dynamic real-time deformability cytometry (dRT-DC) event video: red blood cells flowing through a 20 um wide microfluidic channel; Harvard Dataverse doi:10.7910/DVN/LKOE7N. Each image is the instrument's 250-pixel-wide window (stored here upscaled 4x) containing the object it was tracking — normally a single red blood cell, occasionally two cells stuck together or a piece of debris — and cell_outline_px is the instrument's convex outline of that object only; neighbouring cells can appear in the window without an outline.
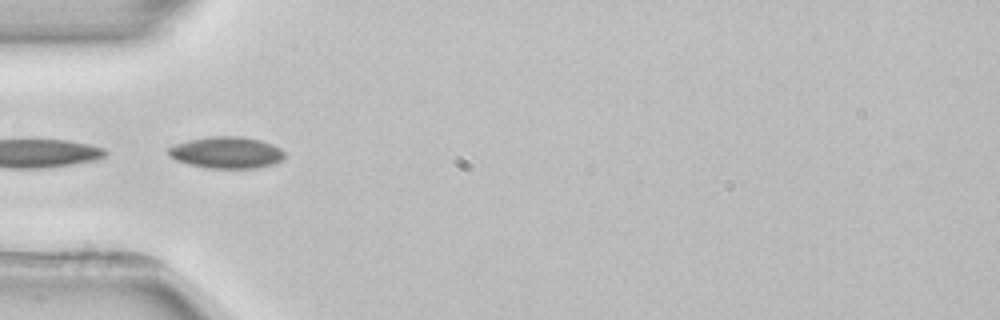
{"species": "common noctule bat (a hibernating species)", "species_latin": "Nyctalus noctula", "temperature_condition": "room temperature", "stored_images_in_passage": 5, "camera_frame_rate_fps": 3000, "um_per_image_px": 0.085, "animal": {"sex": "female", "body_mass_g": 22.7, "forearm_length_mm": 54.2}, "frame": {"image": 1, "passage_image": 4, "time_ms": 5.333, "image_size_px": [1000, 320], "cell_outline_px": [[284, 156], [276, 164], [256, 168], [208, 168], [188, 164], [176, 160], [168, 156], [168, 148], [176, 144], [188, 140], [212, 136], [240, 136], [260, 140], [272, 144], [280, 148], [284, 152]], "centroid_in_image_um": [19.25, 12.97], "position_along_channel_um": 65.8, "area_um2": 21.44}}